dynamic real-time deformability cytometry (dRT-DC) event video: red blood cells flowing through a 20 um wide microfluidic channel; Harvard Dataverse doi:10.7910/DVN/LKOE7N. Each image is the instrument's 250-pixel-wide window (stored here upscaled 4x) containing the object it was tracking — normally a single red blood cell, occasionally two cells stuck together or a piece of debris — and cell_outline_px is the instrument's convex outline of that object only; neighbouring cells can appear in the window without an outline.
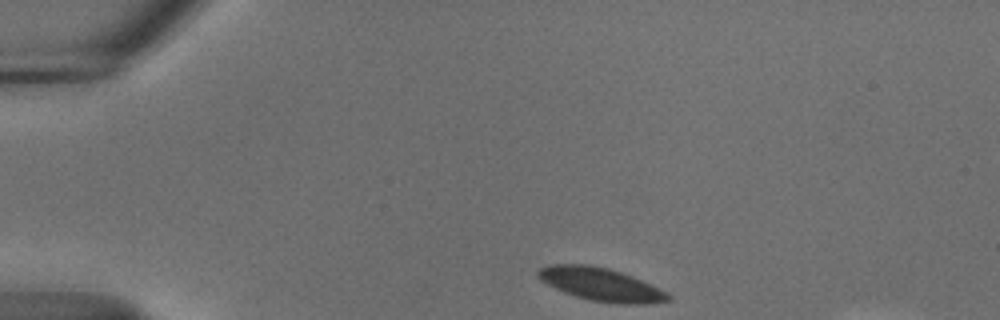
{"species": "common noctule bat (a hibernating species)", "species_latin": "Nyctalus noctula", "temperature_condition": "cold", "stored_images_in_passage": 46, "segment_of_instrument_passage": [1, 2], "camera_frame_rate_fps": 3000, "um_per_image_px": 0.085, "animal": {"sex": "male", "body_mass_g": 18.8}, "frame": {"image": 1, "passage_image": 1, "time_ms": 0.0, "image_size_px": [1000, 320], "cell_outline_px": [[672, 300], [652, 304], [616, 304], [588, 300], [564, 292], [540, 280], [536, 276], [536, 272], [540, 268], [548, 264], [588, 264], [608, 268], [632, 276], [668, 292], [672, 296]], "centroid_in_image_um": [51.1, 24.18], "position_along_channel_um": 33.9, "area_um2": 25.32}}
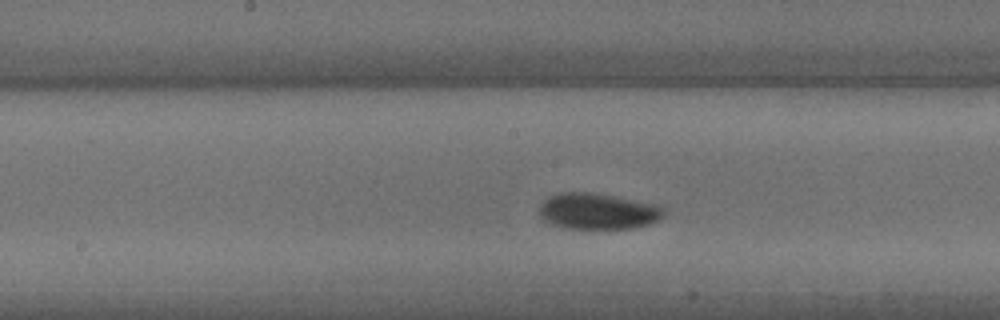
{"frame": {"image": 2, "passage_image": 19, "time_ms": 6.0, "image_size_px": [1000, 320], "cell_outline_px": [[664, 216], [648, 224], [636, 228], [568, 228], [552, 224], [544, 220], [540, 216], [540, 204], [548, 196], [560, 192], [592, 192], [656, 204], [664, 208]], "centroid_in_image_um": [50.8, 17.94], "position_along_channel_um": 197.4, "area_um2": 26.07}}
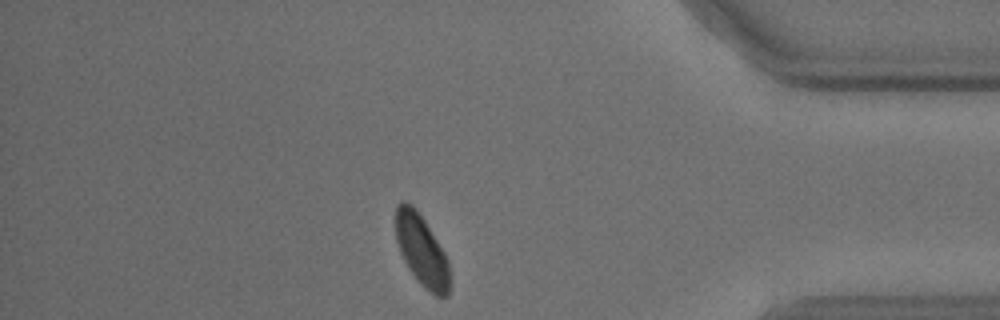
{"frame": {"image": 3, "passage_image": 38, "time_ms": 12.333, "image_size_px": [1000, 320], "cell_outline_px": [[448, 296], [436, 296], [420, 284], [416, 280], [408, 268], [400, 252], [396, 240], [396, 208], [404, 200], [412, 204], [416, 208], [424, 220], [444, 252], [448, 260]], "centroid_in_image_um": [35.81, 21.27], "position_along_channel_um": 399.4, "area_um2": 22.02}}